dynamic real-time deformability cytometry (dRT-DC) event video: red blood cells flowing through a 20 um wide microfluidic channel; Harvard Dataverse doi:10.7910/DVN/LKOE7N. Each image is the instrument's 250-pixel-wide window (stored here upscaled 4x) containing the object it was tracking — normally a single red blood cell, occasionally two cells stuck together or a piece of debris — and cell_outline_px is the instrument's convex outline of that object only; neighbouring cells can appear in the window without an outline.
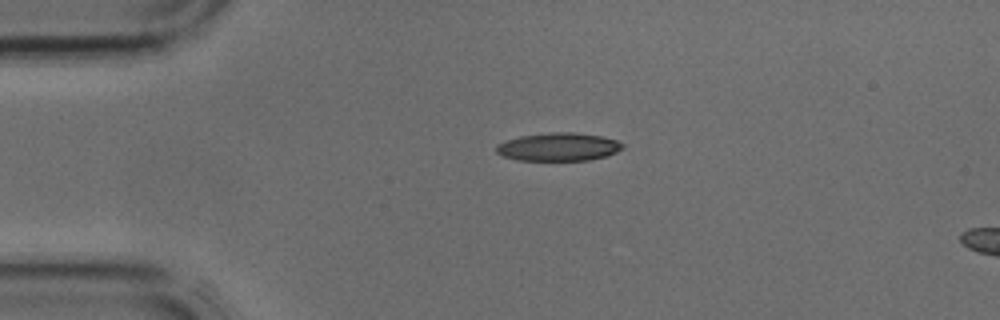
{"species": "common noctule bat (a hibernating species)", "species_latin": "Nyctalus noctula", "temperature_condition": "cold", "stored_images_in_passage": 5, "camera_frame_rate_fps": 3000, "um_per_image_px": 0.085, "animal": {"sex": "male", "body_mass_g": 17.9, "forearm_length_mm": 54.2}, "frame": {"image": 1, "passage_image": 1, "time_ms": 0.0, "image_size_px": [1000, 320], "cell_outline_px": [[624, 148], [608, 156], [588, 160], [520, 160], [504, 156], [496, 152], [496, 144], [520, 136], [552, 132], [572, 132], [600, 136], [616, 140], [624, 144]], "centroid_in_image_um": [47.5, 12.48], "position_along_channel_um": 37.5, "area_um2": 20.58}}